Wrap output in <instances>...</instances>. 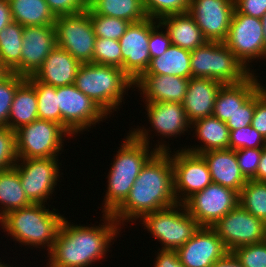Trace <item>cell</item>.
<instances>
[{
    "instance_id": "52",
    "label": "cell",
    "mask_w": 266,
    "mask_h": 267,
    "mask_svg": "<svg viewBox=\"0 0 266 267\" xmlns=\"http://www.w3.org/2000/svg\"><path fill=\"white\" fill-rule=\"evenodd\" d=\"M254 180L266 182V146L262 148V155Z\"/></svg>"
},
{
    "instance_id": "37",
    "label": "cell",
    "mask_w": 266,
    "mask_h": 267,
    "mask_svg": "<svg viewBox=\"0 0 266 267\" xmlns=\"http://www.w3.org/2000/svg\"><path fill=\"white\" fill-rule=\"evenodd\" d=\"M93 63L122 68L120 42L109 38L96 37Z\"/></svg>"
},
{
    "instance_id": "22",
    "label": "cell",
    "mask_w": 266,
    "mask_h": 267,
    "mask_svg": "<svg viewBox=\"0 0 266 267\" xmlns=\"http://www.w3.org/2000/svg\"><path fill=\"white\" fill-rule=\"evenodd\" d=\"M224 84L210 78L191 77L182 105L188 120L212 116L215 100Z\"/></svg>"
},
{
    "instance_id": "45",
    "label": "cell",
    "mask_w": 266,
    "mask_h": 267,
    "mask_svg": "<svg viewBox=\"0 0 266 267\" xmlns=\"http://www.w3.org/2000/svg\"><path fill=\"white\" fill-rule=\"evenodd\" d=\"M251 125L266 140V87L264 85L255 92V111Z\"/></svg>"
},
{
    "instance_id": "41",
    "label": "cell",
    "mask_w": 266,
    "mask_h": 267,
    "mask_svg": "<svg viewBox=\"0 0 266 267\" xmlns=\"http://www.w3.org/2000/svg\"><path fill=\"white\" fill-rule=\"evenodd\" d=\"M265 146L266 140L252 125L230 131L229 149L264 148Z\"/></svg>"
},
{
    "instance_id": "20",
    "label": "cell",
    "mask_w": 266,
    "mask_h": 267,
    "mask_svg": "<svg viewBox=\"0 0 266 267\" xmlns=\"http://www.w3.org/2000/svg\"><path fill=\"white\" fill-rule=\"evenodd\" d=\"M147 119L152 129L158 136L178 137L191 129V122L188 120L182 103L178 102H158L145 103ZM159 133V134H158Z\"/></svg>"
},
{
    "instance_id": "36",
    "label": "cell",
    "mask_w": 266,
    "mask_h": 267,
    "mask_svg": "<svg viewBox=\"0 0 266 267\" xmlns=\"http://www.w3.org/2000/svg\"><path fill=\"white\" fill-rule=\"evenodd\" d=\"M86 10L90 15V21L96 37L119 41L130 25V22L121 18L95 14L88 6Z\"/></svg>"
},
{
    "instance_id": "9",
    "label": "cell",
    "mask_w": 266,
    "mask_h": 267,
    "mask_svg": "<svg viewBox=\"0 0 266 267\" xmlns=\"http://www.w3.org/2000/svg\"><path fill=\"white\" fill-rule=\"evenodd\" d=\"M57 101L61 125L72 137L108 118V114L74 84L57 87Z\"/></svg>"
},
{
    "instance_id": "48",
    "label": "cell",
    "mask_w": 266,
    "mask_h": 267,
    "mask_svg": "<svg viewBox=\"0 0 266 267\" xmlns=\"http://www.w3.org/2000/svg\"><path fill=\"white\" fill-rule=\"evenodd\" d=\"M238 13L261 19L266 13V0H234Z\"/></svg>"
},
{
    "instance_id": "50",
    "label": "cell",
    "mask_w": 266,
    "mask_h": 267,
    "mask_svg": "<svg viewBox=\"0 0 266 267\" xmlns=\"http://www.w3.org/2000/svg\"><path fill=\"white\" fill-rule=\"evenodd\" d=\"M12 13L8 0H0V31L12 22Z\"/></svg>"
},
{
    "instance_id": "46",
    "label": "cell",
    "mask_w": 266,
    "mask_h": 267,
    "mask_svg": "<svg viewBox=\"0 0 266 267\" xmlns=\"http://www.w3.org/2000/svg\"><path fill=\"white\" fill-rule=\"evenodd\" d=\"M162 30L161 25L158 23L151 31L149 36V52H150V58H155L163 53L170 47L171 40L169 38V35L166 30ZM160 31V32H159Z\"/></svg>"
},
{
    "instance_id": "10",
    "label": "cell",
    "mask_w": 266,
    "mask_h": 267,
    "mask_svg": "<svg viewBox=\"0 0 266 267\" xmlns=\"http://www.w3.org/2000/svg\"><path fill=\"white\" fill-rule=\"evenodd\" d=\"M55 29L57 47L69 52L80 63H93L96 35L87 10L58 16Z\"/></svg>"
},
{
    "instance_id": "26",
    "label": "cell",
    "mask_w": 266,
    "mask_h": 267,
    "mask_svg": "<svg viewBox=\"0 0 266 267\" xmlns=\"http://www.w3.org/2000/svg\"><path fill=\"white\" fill-rule=\"evenodd\" d=\"M158 22L167 31L172 45L192 51L207 42L188 12L168 15L160 18Z\"/></svg>"
},
{
    "instance_id": "54",
    "label": "cell",
    "mask_w": 266,
    "mask_h": 267,
    "mask_svg": "<svg viewBox=\"0 0 266 267\" xmlns=\"http://www.w3.org/2000/svg\"><path fill=\"white\" fill-rule=\"evenodd\" d=\"M262 26H263V32H264V41H265V51H266V13L261 18Z\"/></svg>"
},
{
    "instance_id": "13",
    "label": "cell",
    "mask_w": 266,
    "mask_h": 267,
    "mask_svg": "<svg viewBox=\"0 0 266 267\" xmlns=\"http://www.w3.org/2000/svg\"><path fill=\"white\" fill-rule=\"evenodd\" d=\"M212 228L228 252L266 240V224L239 204L212 225Z\"/></svg>"
},
{
    "instance_id": "47",
    "label": "cell",
    "mask_w": 266,
    "mask_h": 267,
    "mask_svg": "<svg viewBox=\"0 0 266 267\" xmlns=\"http://www.w3.org/2000/svg\"><path fill=\"white\" fill-rule=\"evenodd\" d=\"M53 14L73 15L87 9V0H45Z\"/></svg>"
},
{
    "instance_id": "51",
    "label": "cell",
    "mask_w": 266,
    "mask_h": 267,
    "mask_svg": "<svg viewBox=\"0 0 266 267\" xmlns=\"http://www.w3.org/2000/svg\"><path fill=\"white\" fill-rule=\"evenodd\" d=\"M211 267H244L236 257L228 252L222 259L215 261Z\"/></svg>"
},
{
    "instance_id": "43",
    "label": "cell",
    "mask_w": 266,
    "mask_h": 267,
    "mask_svg": "<svg viewBox=\"0 0 266 267\" xmlns=\"http://www.w3.org/2000/svg\"><path fill=\"white\" fill-rule=\"evenodd\" d=\"M241 173L248 179H254L262 155V148H245L235 150Z\"/></svg>"
},
{
    "instance_id": "12",
    "label": "cell",
    "mask_w": 266,
    "mask_h": 267,
    "mask_svg": "<svg viewBox=\"0 0 266 267\" xmlns=\"http://www.w3.org/2000/svg\"><path fill=\"white\" fill-rule=\"evenodd\" d=\"M224 44L251 70V61L266 59L262 21L259 18L238 13L235 9Z\"/></svg>"
},
{
    "instance_id": "33",
    "label": "cell",
    "mask_w": 266,
    "mask_h": 267,
    "mask_svg": "<svg viewBox=\"0 0 266 267\" xmlns=\"http://www.w3.org/2000/svg\"><path fill=\"white\" fill-rule=\"evenodd\" d=\"M23 30L22 25L12 21L0 31V61L18 75H21Z\"/></svg>"
},
{
    "instance_id": "28",
    "label": "cell",
    "mask_w": 266,
    "mask_h": 267,
    "mask_svg": "<svg viewBox=\"0 0 266 267\" xmlns=\"http://www.w3.org/2000/svg\"><path fill=\"white\" fill-rule=\"evenodd\" d=\"M191 53L179 46L170 45L162 55L152 58L143 75H175L191 78Z\"/></svg>"
},
{
    "instance_id": "34",
    "label": "cell",
    "mask_w": 266,
    "mask_h": 267,
    "mask_svg": "<svg viewBox=\"0 0 266 267\" xmlns=\"http://www.w3.org/2000/svg\"><path fill=\"white\" fill-rule=\"evenodd\" d=\"M26 80L35 88L38 101V118L61 125V113L57 101V87L38 81L33 75Z\"/></svg>"
},
{
    "instance_id": "30",
    "label": "cell",
    "mask_w": 266,
    "mask_h": 267,
    "mask_svg": "<svg viewBox=\"0 0 266 267\" xmlns=\"http://www.w3.org/2000/svg\"><path fill=\"white\" fill-rule=\"evenodd\" d=\"M13 21L24 26L55 25L56 16L45 0H8Z\"/></svg>"
},
{
    "instance_id": "14",
    "label": "cell",
    "mask_w": 266,
    "mask_h": 267,
    "mask_svg": "<svg viewBox=\"0 0 266 267\" xmlns=\"http://www.w3.org/2000/svg\"><path fill=\"white\" fill-rule=\"evenodd\" d=\"M173 166L174 194L177 203L183 204L194 193L212 183L207 162L201 154L183 148L170 151Z\"/></svg>"
},
{
    "instance_id": "24",
    "label": "cell",
    "mask_w": 266,
    "mask_h": 267,
    "mask_svg": "<svg viewBox=\"0 0 266 267\" xmlns=\"http://www.w3.org/2000/svg\"><path fill=\"white\" fill-rule=\"evenodd\" d=\"M80 64L69 52L55 46L33 76L55 87L72 85Z\"/></svg>"
},
{
    "instance_id": "32",
    "label": "cell",
    "mask_w": 266,
    "mask_h": 267,
    "mask_svg": "<svg viewBox=\"0 0 266 267\" xmlns=\"http://www.w3.org/2000/svg\"><path fill=\"white\" fill-rule=\"evenodd\" d=\"M87 6L95 14L121 18L130 23L148 18L142 0H87Z\"/></svg>"
},
{
    "instance_id": "42",
    "label": "cell",
    "mask_w": 266,
    "mask_h": 267,
    "mask_svg": "<svg viewBox=\"0 0 266 267\" xmlns=\"http://www.w3.org/2000/svg\"><path fill=\"white\" fill-rule=\"evenodd\" d=\"M231 253L244 267H266V240L237 247Z\"/></svg>"
},
{
    "instance_id": "6",
    "label": "cell",
    "mask_w": 266,
    "mask_h": 267,
    "mask_svg": "<svg viewBox=\"0 0 266 267\" xmlns=\"http://www.w3.org/2000/svg\"><path fill=\"white\" fill-rule=\"evenodd\" d=\"M191 53V76L210 78L225 84H238L254 71L248 70L224 42L207 41Z\"/></svg>"
},
{
    "instance_id": "19",
    "label": "cell",
    "mask_w": 266,
    "mask_h": 267,
    "mask_svg": "<svg viewBox=\"0 0 266 267\" xmlns=\"http://www.w3.org/2000/svg\"><path fill=\"white\" fill-rule=\"evenodd\" d=\"M22 38L21 76L29 77L35 74L55 48V25L24 26Z\"/></svg>"
},
{
    "instance_id": "11",
    "label": "cell",
    "mask_w": 266,
    "mask_h": 267,
    "mask_svg": "<svg viewBox=\"0 0 266 267\" xmlns=\"http://www.w3.org/2000/svg\"><path fill=\"white\" fill-rule=\"evenodd\" d=\"M58 162V157L17 160L14 168L18 171L27 198L33 204H46L54 193L61 175Z\"/></svg>"
},
{
    "instance_id": "25",
    "label": "cell",
    "mask_w": 266,
    "mask_h": 267,
    "mask_svg": "<svg viewBox=\"0 0 266 267\" xmlns=\"http://www.w3.org/2000/svg\"><path fill=\"white\" fill-rule=\"evenodd\" d=\"M256 73L238 84L223 85L216 97L212 116L227 122L229 118L262 86Z\"/></svg>"
},
{
    "instance_id": "35",
    "label": "cell",
    "mask_w": 266,
    "mask_h": 267,
    "mask_svg": "<svg viewBox=\"0 0 266 267\" xmlns=\"http://www.w3.org/2000/svg\"><path fill=\"white\" fill-rule=\"evenodd\" d=\"M239 205L266 224V182L248 179L239 193Z\"/></svg>"
},
{
    "instance_id": "16",
    "label": "cell",
    "mask_w": 266,
    "mask_h": 267,
    "mask_svg": "<svg viewBox=\"0 0 266 267\" xmlns=\"http://www.w3.org/2000/svg\"><path fill=\"white\" fill-rule=\"evenodd\" d=\"M158 20H145L130 23L120 37L122 52V70L136 82L146 71L150 63L148 47L150 31L158 24Z\"/></svg>"
},
{
    "instance_id": "7",
    "label": "cell",
    "mask_w": 266,
    "mask_h": 267,
    "mask_svg": "<svg viewBox=\"0 0 266 267\" xmlns=\"http://www.w3.org/2000/svg\"><path fill=\"white\" fill-rule=\"evenodd\" d=\"M179 209V210H178ZM144 229L161 243L162 250H177L199 229L198 222L188 213L184 204L143 215Z\"/></svg>"
},
{
    "instance_id": "31",
    "label": "cell",
    "mask_w": 266,
    "mask_h": 267,
    "mask_svg": "<svg viewBox=\"0 0 266 267\" xmlns=\"http://www.w3.org/2000/svg\"><path fill=\"white\" fill-rule=\"evenodd\" d=\"M32 204L22 188L18 171L14 167L0 171V219L10 211Z\"/></svg>"
},
{
    "instance_id": "5",
    "label": "cell",
    "mask_w": 266,
    "mask_h": 267,
    "mask_svg": "<svg viewBox=\"0 0 266 267\" xmlns=\"http://www.w3.org/2000/svg\"><path fill=\"white\" fill-rule=\"evenodd\" d=\"M74 85L108 115L119 109L123 95L135 87L134 81L121 68L96 63H81Z\"/></svg>"
},
{
    "instance_id": "49",
    "label": "cell",
    "mask_w": 266,
    "mask_h": 267,
    "mask_svg": "<svg viewBox=\"0 0 266 267\" xmlns=\"http://www.w3.org/2000/svg\"><path fill=\"white\" fill-rule=\"evenodd\" d=\"M154 267H185L179 260L176 250H157Z\"/></svg>"
},
{
    "instance_id": "15",
    "label": "cell",
    "mask_w": 266,
    "mask_h": 267,
    "mask_svg": "<svg viewBox=\"0 0 266 267\" xmlns=\"http://www.w3.org/2000/svg\"><path fill=\"white\" fill-rule=\"evenodd\" d=\"M238 199L239 194L233 189L211 183L183 204L200 226L212 227L239 204Z\"/></svg>"
},
{
    "instance_id": "1",
    "label": "cell",
    "mask_w": 266,
    "mask_h": 267,
    "mask_svg": "<svg viewBox=\"0 0 266 267\" xmlns=\"http://www.w3.org/2000/svg\"><path fill=\"white\" fill-rule=\"evenodd\" d=\"M102 218L105 221L102 225L91 227L74 225L64 218L48 253L46 267H90L105 259L122 228L111 214H103Z\"/></svg>"
},
{
    "instance_id": "21",
    "label": "cell",
    "mask_w": 266,
    "mask_h": 267,
    "mask_svg": "<svg viewBox=\"0 0 266 267\" xmlns=\"http://www.w3.org/2000/svg\"><path fill=\"white\" fill-rule=\"evenodd\" d=\"M188 78L175 75H142L134 88H139L144 103L178 102L182 103L188 88Z\"/></svg>"
},
{
    "instance_id": "38",
    "label": "cell",
    "mask_w": 266,
    "mask_h": 267,
    "mask_svg": "<svg viewBox=\"0 0 266 267\" xmlns=\"http://www.w3.org/2000/svg\"><path fill=\"white\" fill-rule=\"evenodd\" d=\"M147 17L159 20L162 17L186 13L190 0H142Z\"/></svg>"
},
{
    "instance_id": "40",
    "label": "cell",
    "mask_w": 266,
    "mask_h": 267,
    "mask_svg": "<svg viewBox=\"0 0 266 267\" xmlns=\"http://www.w3.org/2000/svg\"><path fill=\"white\" fill-rule=\"evenodd\" d=\"M18 159L15 131L0 126V171L13 168Z\"/></svg>"
},
{
    "instance_id": "2",
    "label": "cell",
    "mask_w": 266,
    "mask_h": 267,
    "mask_svg": "<svg viewBox=\"0 0 266 267\" xmlns=\"http://www.w3.org/2000/svg\"><path fill=\"white\" fill-rule=\"evenodd\" d=\"M176 204L170 151H157L141 169L128 197L111 216L122 226Z\"/></svg>"
},
{
    "instance_id": "3",
    "label": "cell",
    "mask_w": 266,
    "mask_h": 267,
    "mask_svg": "<svg viewBox=\"0 0 266 267\" xmlns=\"http://www.w3.org/2000/svg\"><path fill=\"white\" fill-rule=\"evenodd\" d=\"M132 129L123 139L111 163L107 176L108 187L102 203L103 214H112L125 201L141 169L157 151L171 150L169 143L167 146L163 140H158V145L152 150L149 146L151 130L145 127Z\"/></svg>"
},
{
    "instance_id": "8",
    "label": "cell",
    "mask_w": 266,
    "mask_h": 267,
    "mask_svg": "<svg viewBox=\"0 0 266 267\" xmlns=\"http://www.w3.org/2000/svg\"><path fill=\"white\" fill-rule=\"evenodd\" d=\"M15 133L18 158L23 159L58 157L60 151L63 152L65 137L72 138L62 125L40 119L20 127Z\"/></svg>"
},
{
    "instance_id": "4",
    "label": "cell",
    "mask_w": 266,
    "mask_h": 267,
    "mask_svg": "<svg viewBox=\"0 0 266 267\" xmlns=\"http://www.w3.org/2000/svg\"><path fill=\"white\" fill-rule=\"evenodd\" d=\"M47 204H32L25 208L8 212L0 219L4 232L18 241L19 245H28L44 249L48 252L53 248L57 233L64 216L56 213L57 209L51 211L46 209ZM39 246V247H38Z\"/></svg>"
},
{
    "instance_id": "23",
    "label": "cell",
    "mask_w": 266,
    "mask_h": 267,
    "mask_svg": "<svg viewBox=\"0 0 266 267\" xmlns=\"http://www.w3.org/2000/svg\"><path fill=\"white\" fill-rule=\"evenodd\" d=\"M201 155L207 162L212 183L233 189L239 194L247 179L240 171L235 150H209Z\"/></svg>"
},
{
    "instance_id": "39",
    "label": "cell",
    "mask_w": 266,
    "mask_h": 267,
    "mask_svg": "<svg viewBox=\"0 0 266 267\" xmlns=\"http://www.w3.org/2000/svg\"><path fill=\"white\" fill-rule=\"evenodd\" d=\"M25 80V76L11 72L0 81V126H7L8 116L15 93Z\"/></svg>"
},
{
    "instance_id": "27",
    "label": "cell",
    "mask_w": 266,
    "mask_h": 267,
    "mask_svg": "<svg viewBox=\"0 0 266 267\" xmlns=\"http://www.w3.org/2000/svg\"><path fill=\"white\" fill-rule=\"evenodd\" d=\"M191 126L190 130H195L193 137L196 136L201 143L197 147L193 145L195 148L193 146H191L192 148L185 147V150L201 154L209 150L229 149L230 130L225 122L214 116H209L195 120Z\"/></svg>"
},
{
    "instance_id": "29",
    "label": "cell",
    "mask_w": 266,
    "mask_h": 267,
    "mask_svg": "<svg viewBox=\"0 0 266 267\" xmlns=\"http://www.w3.org/2000/svg\"><path fill=\"white\" fill-rule=\"evenodd\" d=\"M38 118V101L35 88L25 80L17 89L12 101L7 126L16 131Z\"/></svg>"
},
{
    "instance_id": "53",
    "label": "cell",
    "mask_w": 266,
    "mask_h": 267,
    "mask_svg": "<svg viewBox=\"0 0 266 267\" xmlns=\"http://www.w3.org/2000/svg\"><path fill=\"white\" fill-rule=\"evenodd\" d=\"M11 71L0 61V81L7 77Z\"/></svg>"
},
{
    "instance_id": "17",
    "label": "cell",
    "mask_w": 266,
    "mask_h": 267,
    "mask_svg": "<svg viewBox=\"0 0 266 267\" xmlns=\"http://www.w3.org/2000/svg\"><path fill=\"white\" fill-rule=\"evenodd\" d=\"M234 0H190L188 13L207 41L224 42L228 36Z\"/></svg>"
},
{
    "instance_id": "55",
    "label": "cell",
    "mask_w": 266,
    "mask_h": 267,
    "mask_svg": "<svg viewBox=\"0 0 266 267\" xmlns=\"http://www.w3.org/2000/svg\"><path fill=\"white\" fill-rule=\"evenodd\" d=\"M0 267H11L9 264H5L4 261L3 263L1 262V259H0ZM16 267V266H15Z\"/></svg>"
},
{
    "instance_id": "44",
    "label": "cell",
    "mask_w": 266,
    "mask_h": 267,
    "mask_svg": "<svg viewBox=\"0 0 266 267\" xmlns=\"http://www.w3.org/2000/svg\"><path fill=\"white\" fill-rule=\"evenodd\" d=\"M255 111V93L226 122L230 131L251 125Z\"/></svg>"
},
{
    "instance_id": "18",
    "label": "cell",
    "mask_w": 266,
    "mask_h": 267,
    "mask_svg": "<svg viewBox=\"0 0 266 267\" xmlns=\"http://www.w3.org/2000/svg\"><path fill=\"white\" fill-rule=\"evenodd\" d=\"M176 252L185 267H211L228 250L212 227L200 226L193 237Z\"/></svg>"
}]
</instances>
